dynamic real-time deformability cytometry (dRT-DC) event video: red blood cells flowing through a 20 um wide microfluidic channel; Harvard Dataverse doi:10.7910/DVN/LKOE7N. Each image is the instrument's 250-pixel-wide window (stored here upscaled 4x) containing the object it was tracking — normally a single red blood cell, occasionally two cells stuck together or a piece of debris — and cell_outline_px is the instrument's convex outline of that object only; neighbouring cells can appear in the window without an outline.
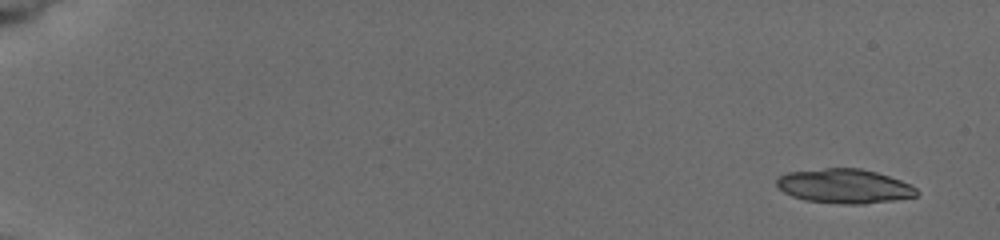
{"species": "common noctule bat (a hibernating species)", "species_latin": "Nyctalus noctula", "temperature_condition": "cold", "stored_images_in_passage": 9, "segment_of_instrument_passage": [1, 2], "camera_frame_rate_fps": 3000, "um_per_image_px": 0.085, "animal": {"sex": "female", "body_mass_g": 19.5, "forearm_length_mm": 54.1}, "frame": {"image": 1, "passage_image": 1, "time_ms": 0.0, "image_size_px": [1000, 240], "cell_outline_px": [[920, 192], [916, 196], [892, 200], [864, 204], [844, 204], [804, 200], [792, 196], [784, 192], [776, 184], [776, 180], [780, 176], [788, 172], [824, 168], [860, 168], [876, 172], [900, 180], [916, 188]], "centroid_in_image_um": [71.76, 15.82], "position_along_channel_um": 13.2, "area_um2": 27.86}}
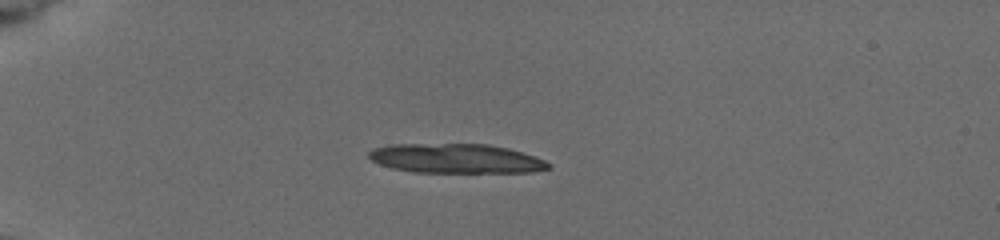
{"frame": {"image": 2, "passage_image": 6, "time_ms": 4.333, "image_size_px": [1000, 240], "cell_outline_px": [[552, 168], [532, 172], [412, 172], [392, 168], [380, 164], [372, 160], [368, 156], [368, 152], [372, 148], [388, 144], [488, 144], [508, 148], [536, 156], [552, 164]], "centroid_in_image_um": [38.77, 13.47], "position_along_channel_um": 46.2, "area_um2": 30.98}}